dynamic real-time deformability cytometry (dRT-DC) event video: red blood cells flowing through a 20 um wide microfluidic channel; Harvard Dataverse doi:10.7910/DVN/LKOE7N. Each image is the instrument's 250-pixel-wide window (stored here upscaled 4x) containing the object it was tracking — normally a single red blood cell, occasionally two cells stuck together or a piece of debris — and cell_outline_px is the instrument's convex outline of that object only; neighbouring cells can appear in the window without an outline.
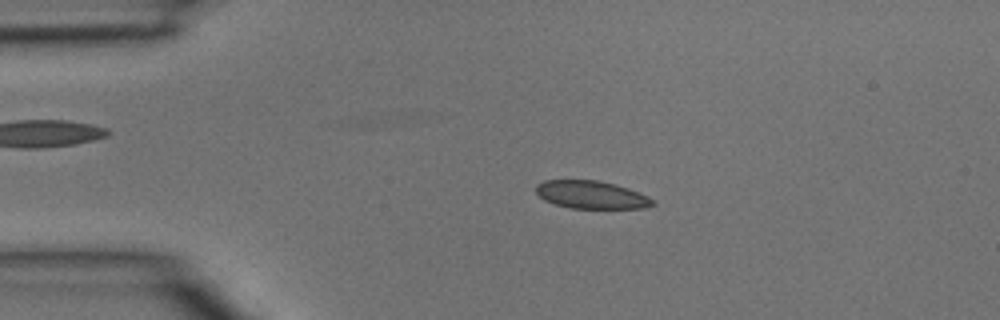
{"species": "common noctule bat (a hibernating species)", "species_latin": "Nyctalus noctula", "temperature_condition": "room temperature", "stored_images_in_passage": 5, "camera_frame_rate_fps": 3000, "um_per_image_px": 0.085, "animal": {"sex": "male", "body_mass_g": 15.6}, "frame": {"image": 1, "passage_image": 3, "time_ms": 0.667, "image_size_px": [1000, 320], "cell_outline_px": [[656, 204], [644, 208], [572, 208], [556, 204], [544, 200], [536, 192], [536, 184], [544, 180], [596, 180], [616, 184], [628, 188], [648, 196]], "centroid_in_image_um": [50.26, 16.55], "position_along_channel_um": 34.7, "area_um2": 18.84}}